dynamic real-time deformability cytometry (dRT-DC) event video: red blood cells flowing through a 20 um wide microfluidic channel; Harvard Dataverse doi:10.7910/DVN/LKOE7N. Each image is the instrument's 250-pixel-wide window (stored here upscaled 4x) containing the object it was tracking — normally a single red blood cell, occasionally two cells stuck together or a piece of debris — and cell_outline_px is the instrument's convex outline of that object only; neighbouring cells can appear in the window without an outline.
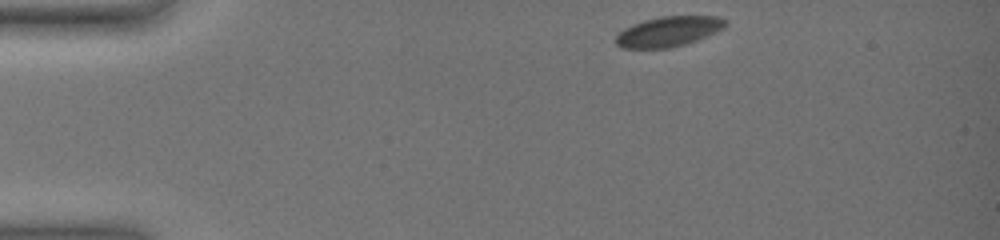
{"species": "common noctule bat (a hibernating species)", "species_latin": "Nyctalus noctula", "temperature_condition": "warm", "stored_images_in_passage": 44, "camera_frame_rate_fps": 3000, "um_per_image_px": 0.085, "animal": {"sex": "female", "body_mass_g": 19.0, "forearm_length_mm": 51.5}, "frame": {"image": 1, "passage_image": 1, "time_ms": 0.0, "image_size_px": [1000, 240], "cell_outline_px": [[728, 24], [724, 28], [716, 32], [696, 40], [684, 44], [668, 48], [620, 48], [616, 44], [616, 36], [624, 28], [632, 24], [644, 20], [660, 16], [720, 16], [728, 20]], "centroid_in_image_um": [56.85, 2.66], "position_along_channel_um": 28.2, "area_um2": 19.31}}
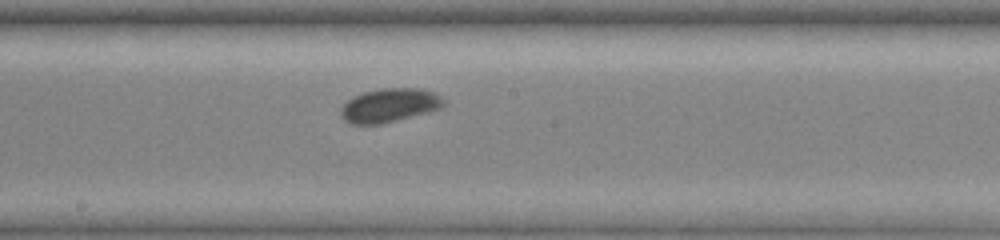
{"frame": {"image": 2, "passage_image": 23, "time_ms": 7.333, "image_size_px": [1000, 240], "cell_outline_px": [[444, 104], [440, 108], [380, 124], [352, 124], [344, 120], [340, 116], [340, 108], [352, 96], [364, 92], [384, 88], [420, 88], [432, 92], [440, 96], [444, 100]], "centroid_in_image_um": [33.05, 8.94], "position_along_channel_um": 215.2, "area_um2": 19.94}}
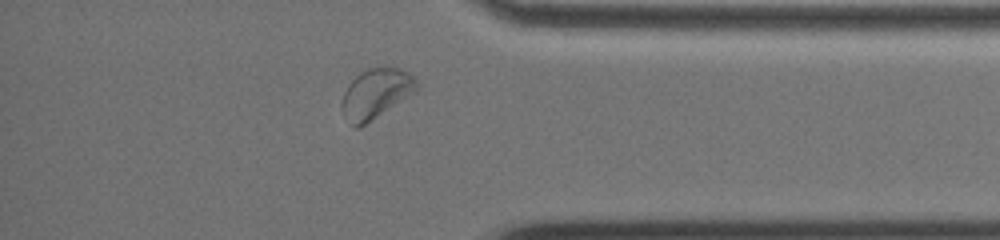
{"frame": {"image": 3, "passage_image": 39, "time_ms": 12.667, "image_size_px": [1000, 240], "cell_outline_px": [[420, 84], [416, 92], [360, 128], [356, 128], [352, 124], [344, 104], [344, 92], [348, 84], [360, 72], [368, 68], [380, 64], [384, 64], [400, 68], [408, 72]], "centroid_in_image_um": [32.05, 7.87], "position_along_channel_um": 403.1, "area_um2": 21.62}}